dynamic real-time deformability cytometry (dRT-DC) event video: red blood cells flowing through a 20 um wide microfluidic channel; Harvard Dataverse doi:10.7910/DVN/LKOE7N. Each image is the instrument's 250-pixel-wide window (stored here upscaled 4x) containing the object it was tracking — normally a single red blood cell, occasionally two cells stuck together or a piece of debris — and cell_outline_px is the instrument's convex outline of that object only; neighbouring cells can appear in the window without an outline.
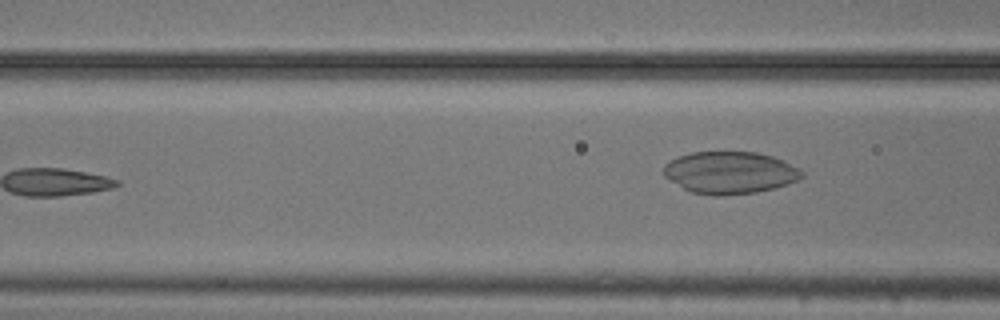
{"species": "common noctule bat (a hibernating species)", "species_latin": "Nyctalus noctula", "temperature_condition": "cold", "stored_images_in_passage": 6, "camera_frame_rate_fps": 3000, "um_per_image_px": 0.085, "animal": {"sex": "male", "body_mass_g": 20.5, "forearm_length_mm": 52.5}, "frame": {"image": 1, "passage_image": 6, "time_ms": 1.667, "image_size_px": [1000, 320], "cell_outline_px": [[804, 176], [788, 184], [776, 188], [756, 192], [724, 196], [716, 196], [692, 192], [684, 188], [664, 176], [664, 164], [668, 160], [676, 156], [692, 152], [756, 152], [772, 156], [800, 168], [804, 172]], "centroid_in_image_um": [62.04, 14.67], "position_along_channel_um": 104.6, "area_um2": 34.1}}